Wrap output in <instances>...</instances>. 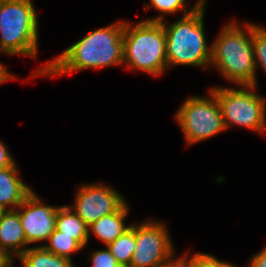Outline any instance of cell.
I'll list each match as a JSON object with an SVG mask.
<instances>
[{
    "instance_id": "cell-1",
    "label": "cell",
    "mask_w": 266,
    "mask_h": 267,
    "mask_svg": "<svg viewBox=\"0 0 266 267\" xmlns=\"http://www.w3.org/2000/svg\"><path fill=\"white\" fill-rule=\"evenodd\" d=\"M124 21L102 27L78 40L54 60L36 70L35 76H58L90 68L123 64Z\"/></svg>"
},
{
    "instance_id": "cell-2",
    "label": "cell",
    "mask_w": 266,
    "mask_h": 267,
    "mask_svg": "<svg viewBox=\"0 0 266 267\" xmlns=\"http://www.w3.org/2000/svg\"><path fill=\"white\" fill-rule=\"evenodd\" d=\"M225 25L211 45L210 66L236 85L256 86V64L252 46L253 24ZM245 29V30H244Z\"/></svg>"
},
{
    "instance_id": "cell-3",
    "label": "cell",
    "mask_w": 266,
    "mask_h": 267,
    "mask_svg": "<svg viewBox=\"0 0 266 267\" xmlns=\"http://www.w3.org/2000/svg\"><path fill=\"white\" fill-rule=\"evenodd\" d=\"M203 0L191 13L166 25L162 15L145 21L162 22L166 35L167 67L190 65L207 68L211 60V45L206 44Z\"/></svg>"
},
{
    "instance_id": "cell-4",
    "label": "cell",
    "mask_w": 266,
    "mask_h": 267,
    "mask_svg": "<svg viewBox=\"0 0 266 267\" xmlns=\"http://www.w3.org/2000/svg\"><path fill=\"white\" fill-rule=\"evenodd\" d=\"M166 35L162 22L124 21L123 65L152 76L163 74L167 67Z\"/></svg>"
},
{
    "instance_id": "cell-5",
    "label": "cell",
    "mask_w": 266,
    "mask_h": 267,
    "mask_svg": "<svg viewBox=\"0 0 266 267\" xmlns=\"http://www.w3.org/2000/svg\"><path fill=\"white\" fill-rule=\"evenodd\" d=\"M0 34V53L36 57L38 20L32 0L2 2Z\"/></svg>"
},
{
    "instance_id": "cell-6",
    "label": "cell",
    "mask_w": 266,
    "mask_h": 267,
    "mask_svg": "<svg viewBox=\"0 0 266 267\" xmlns=\"http://www.w3.org/2000/svg\"><path fill=\"white\" fill-rule=\"evenodd\" d=\"M240 87L211 88L220 104L225 129L233 124L265 134L266 98L254 92V85Z\"/></svg>"
},
{
    "instance_id": "cell-7",
    "label": "cell",
    "mask_w": 266,
    "mask_h": 267,
    "mask_svg": "<svg viewBox=\"0 0 266 267\" xmlns=\"http://www.w3.org/2000/svg\"><path fill=\"white\" fill-rule=\"evenodd\" d=\"M209 97H189L176 113L187 145L211 138L225 130L220 104L210 89Z\"/></svg>"
},
{
    "instance_id": "cell-8",
    "label": "cell",
    "mask_w": 266,
    "mask_h": 267,
    "mask_svg": "<svg viewBox=\"0 0 266 267\" xmlns=\"http://www.w3.org/2000/svg\"><path fill=\"white\" fill-rule=\"evenodd\" d=\"M165 226L152 220L135 225V250L129 267H159L175 253Z\"/></svg>"
},
{
    "instance_id": "cell-9",
    "label": "cell",
    "mask_w": 266,
    "mask_h": 267,
    "mask_svg": "<svg viewBox=\"0 0 266 267\" xmlns=\"http://www.w3.org/2000/svg\"><path fill=\"white\" fill-rule=\"evenodd\" d=\"M123 197L108 185L84 184L79 186L70 208L90 226L101 217L117 212L126 203Z\"/></svg>"
},
{
    "instance_id": "cell-10",
    "label": "cell",
    "mask_w": 266,
    "mask_h": 267,
    "mask_svg": "<svg viewBox=\"0 0 266 267\" xmlns=\"http://www.w3.org/2000/svg\"><path fill=\"white\" fill-rule=\"evenodd\" d=\"M42 201L32 191L17 208L29 245L34 242L48 240L56 229V216L59 207L45 205Z\"/></svg>"
},
{
    "instance_id": "cell-11",
    "label": "cell",
    "mask_w": 266,
    "mask_h": 267,
    "mask_svg": "<svg viewBox=\"0 0 266 267\" xmlns=\"http://www.w3.org/2000/svg\"><path fill=\"white\" fill-rule=\"evenodd\" d=\"M28 245L18 210H6L0 218V251L13 261Z\"/></svg>"
},
{
    "instance_id": "cell-12",
    "label": "cell",
    "mask_w": 266,
    "mask_h": 267,
    "mask_svg": "<svg viewBox=\"0 0 266 267\" xmlns=\"http://www.w3.org/2000/svg\"><path fill=\"white\" fill-rule=\"evenodd\" d=\"M32 191L30 186L22 181V177H18L16 163L0 169V205L4 209H17ZM10 206L13 208H9Z\"/></svg>"
},
{
    "instance_id": "cell-13",
    "label": "cell",
    "mask_w": 266,
    "mask_h": 267,
    "mask_svg": "<svg viewBox=\"0 0 266 267\" xmlns=\"http://www.w3.org/2000/svg\"><path fill=\"white\" fill-rule=\"evenodd\" d=\"M129 207L125 203L117 212L101 217L88 226L89 236L94 233L106 246L121 236L131 225L125 226L124 220L128 216Z\"/></svg>"
},
{
    "instance_id": "cell-14",
    "label": "cell",
    "mask_w": 266,
    "mask_h": 267,
    "mask_svg": "<svg viewBox=\"0 0 266 267\" xmlns=\"http://www.w3.org/2000/svg\"><path fill=\"white\" fill-rule=\"evenodd\" d=\"M56 229L63 235L70 236L82 248L89 240L87 224L70 208V205L60 206L57 210Z\"/></svg>"
},
{
    "instance_id": "cell-15",
    "label": "cell",
    "mask_w": 266,
    "mask_h": 267,
    "mask_svg": "<svg viewBox=\"0 0 266 267\" xmlns=\"http://www.w3.org/2000/svg\"><path fill=\"white\" fill-rule=\"evenodd\" d=\"M18 258L22 267H75L71 259L57 256L42 245L29 247Z\"/></svg>"
},
{
    "instance_id": "cell-16",
    "label": "cell",
    "mask_w": 266,
    "mask_h": 267,
    "mask_svg": "<svg viewBox=\"0 0 266 267\" xmlns=\"http://www.w3.org/2000/svg\"><path fill=\"white\" fill-rule=\"evenodd\" d=\"M106 247L120 265L129 267L135 250V225L131 224L130 228Z\"/></svg>"
},
{
    "instance_id": "cell-17",
    "label": "cell",
    "mask_w": 266,
    "mask_h": 267,
    "mask_svg": "<svg viewBox=\"0 0 266 267\" xmlns=\"http://www.w3.org/2000/svg\"><path fill=\"white\" fill-rule=\"evenodd\" d=\"M48 241L49 244L42 245L46 250L67 259H72V253L83 249L74 239L70 236L63 235V232L57 229L50 235Z\"/></svg>"
},
{
    "instance_id": "cell-18",
    "label": "cell",
    "mask_w": 266,
    "mask_h": 267,
    "mask_svg": "<svg viewBox=\"0 0 266 267\" xmlns=\"http://www.w3.org/2000/svg\"><path fill=\"white\" fill-rule=\"evenodd\" d=\"M252 46L256 68L261 66L266 72V28L253 24Z\"/></svg>"
},
{
    "instance_id": "cell-19",
    "label": "cell",
    "mask_w": 266,
    "mask_h": 267,
    "mask_svg": "<svg viewBox=\"0 0 266 267\" xmlns=\"http://www.w3.org/2000/svg\"><path fill=\"white\" fill-rule=\"evenodd\" d=\"M185 1L186 0H150L152 5H146V8L149 9L152 6L161 13H165V15L183 11L184 9V14L187 15L191 13L203 0H198V2L189 11L185 9L187 6Z\"/></svg>"
},
{
    "instance_id": "cell-20",
    "label": "cell",
    "mask_w": 266,
    "mask_h": 267,
    "mask_svg": "<svg viewBox=\"0 0 266 267\" xmlns=\"http://www.w3.org/2000/svg\"><path fill=\"white\" fill-rule=\"evenodd\" d=\"M88 260L92 262L93 267H124L117 262L108 248L93 252Z\"/></svg>"
},
{
    "instance_id": "cell-21",
    "label": "cell",
    "mask_w": 266,
    "mask_h": 267,
    "mask_svg": "<svg viewBox=\"0 0 266 267\" xmlns=\"http://www.w3.org/2000/svg\"><path fill=\"white\" fill-rule=\"evenodd\" d=\"M191 267H221V261L207 253H195L191 256Z\"/></svg>"
},
{
    "instance_id": "cell-22",
    "label": "cell",
    "mask_w": 266,
    "mask_h": 267,
    "mask_svg": "<svg viewBox=\"0 0 266 267\" xmlns=\"http://www.w3.org/2000/svg\"><path fill=\"white\" fill-rule=\"evenodd\" d=\"M188 255L189 252H186L184 256L176 259L172 253L159 267H191V257Z\"/></svg>"
},
{
    "instance_id": "cell-23",
    "label": "cell",
    "mask_w": 266,
    "mask_h": 267,
    "mask_svg": "<svg viewBox=\"0 0 266 267\" xmlns=\"http://www.w3.org/2000/svg\"><path fill=\"white\" fill-rule=\"evenodd\" d=\"M15 161L3 142L0 141V169L11 167Z\"/></svg>"
},
{
    "instance_id": "cell-24",
    "label": "cell",
    "mask_w": 266,
    "mask_h": 267,
    "mask_svg": "<svg viewBox=\"0 0 266 267\" xmlns=\"http://www.w3.org/2000/svg\"><path fill=\"white\" fill-rule=\"evenodd\" d=\"M250 267H266V247L249 260Z\"/></svg>"
},
{
    "instance_id": "cell-25",
    "label": "cell",
    "mask_w": 266,
    "mask_h": 267,
    "mask_svg": "<svg viewBox=\"0 0 266 267\" xmlns=\"http://www.w3.org/2000/svg\"><path fill=\"white\" fill-rule=\"evenodd\" d=\"M13 79H15V77L9 71H7L3 64L0 63V84Z\"/></svg>"
},
{
    "instance_id": "cell-26",
    "label": "cell",
    "mask_w": 266,
    "mask_h": 267,
    "mask_svg": "<svg viewBox=\"0 0 266 267\" xmlns=\"http://www.w3.org/2000/svg\"><path fill=\"white\" fill-rule=\"evenodd\" d=\"M13 261L0 251V267H13Z\"/></svg>"
},
{
    "instance_id": "cell-27",
    "label": "cell",
    "mask_w": 266,
    "mask_h": 267,
    "mask_svg": "<svg viewBox=\"0 0 266 267\" xmlns=\"http://www.w3.org/2000/svg\"><path fill=\"white\" fill-rule=\"evenodd\" d=\"M221 267H236V266H234L233 264H231V263H228V262H223V261H221ZM247 267H250V265L248 264V266Z\"/></svg>"
},
{
    "instance_id": "cell-28",
    "label": "cell",
    "mask_w": 266,
    "mask_h": 267,
    "mask_svg": "<svg viewBox=\"0 0 266 267\" xmlns=\"http://www.w3.org/2000/svg\"><path fill=\"white\" fill-rule=\"evenodd\" d=\"M5 211H6V209H4V208L0 205V218L2 217V215L4 214Z\"/></svg>"
}]
</instances>
